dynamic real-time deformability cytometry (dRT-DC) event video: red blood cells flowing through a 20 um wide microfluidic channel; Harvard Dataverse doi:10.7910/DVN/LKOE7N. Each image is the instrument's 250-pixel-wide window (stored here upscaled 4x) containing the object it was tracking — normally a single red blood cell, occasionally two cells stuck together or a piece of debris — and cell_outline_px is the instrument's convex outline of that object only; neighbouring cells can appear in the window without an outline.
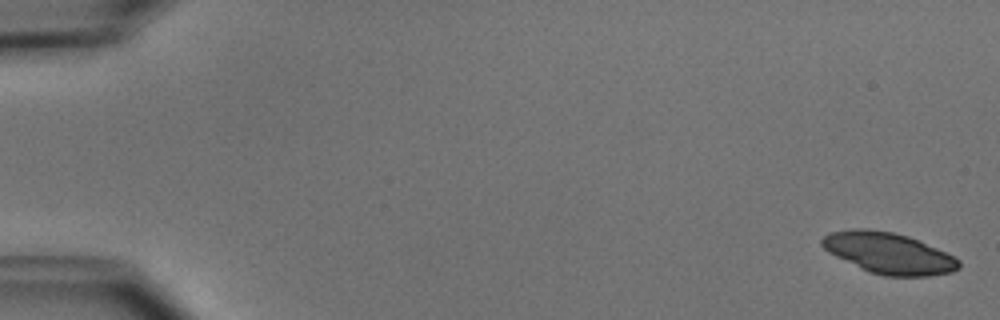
{"species": "common noctule bat (a hibernating species)", "species_latin": "Nyctalus noctula", "temperature_condition": "cold", "stored_images_in_passage": 5, "camera_frame_rate_fps": 3000, "um_per_image_px": 0.085, "animal": {"sex": "male", "body_mass_g": 15.6}, "frame": {"image": 1, "passage_image": 1, "time_ms": 0.0, "image_size_px": [1000, 320], "cell_outline_px": [[960, 268], [952, 272], [928, 276], [884, 276], [860, 268], [828, 252], [820, 244], [820, 240], [824, 236], [832, 232], [856, 228], [868, 228], [892, 232], [908, 236], [920, 240], [956, 256], [960, 260]], "centroid_in_image_um": [75.58, 21.51], "position_along_channel_um": 9.4, "area_um2": 32.89}}